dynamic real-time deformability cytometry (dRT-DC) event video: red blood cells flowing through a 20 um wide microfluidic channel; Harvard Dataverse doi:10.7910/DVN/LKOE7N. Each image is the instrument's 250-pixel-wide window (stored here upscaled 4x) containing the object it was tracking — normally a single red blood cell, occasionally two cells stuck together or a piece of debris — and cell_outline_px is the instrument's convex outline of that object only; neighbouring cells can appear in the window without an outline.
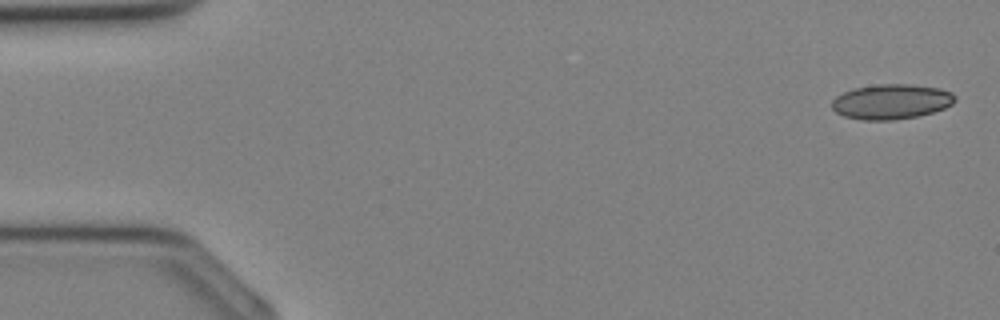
{"species": "Egyptian fruit bat (a non-hibernating species)", "species_latin": "Rousettus aegyptiacus", "temperature_condition": "cold", "stored_images_in_passage": 34, "camera_frame_rate_fps": 3000, "um_per_image_px": 0.085, "animal": {"sex": "female"}, "frame": {"image": 1, "passage_image": 1, "time_ms": 0.0, "image_size_px": [1000, 320], "cell_outline_px": [[956, 100], [952, 104], [944, 108], [932, 112], [916, 116], [892, 120], [864, 120], [844, 116], [836, 112], [832, 108], [832, 100], [836, 96], [852, 88], [880, 84], [908, 84], [940, 88], [952, 92], [956, 96]], "centroid_in_image_um": [75.76, 8.63], "position_along_channel_um": 9.2, "area_um2": 25.09}}
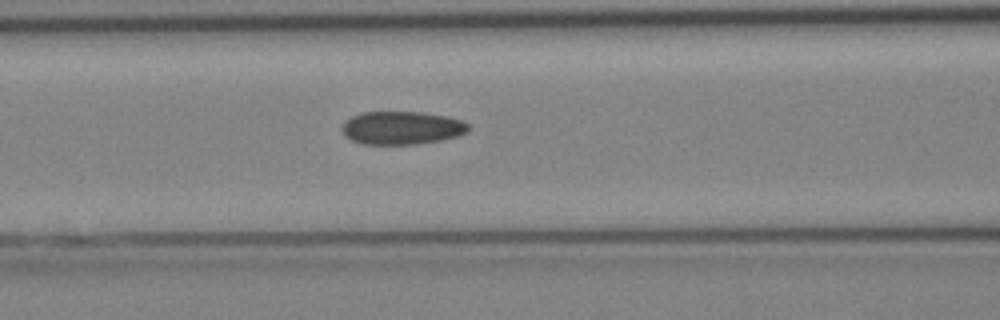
{"frame": {"image": 2, "passage_image": 14, "time_ms": 4.333, "image_size_px": [1000, 320], "cell_outline_px": [[468, 132], [456, 136], [440, 140], [416, 144], [360, 144], [344, 136], [344, 124], [352, 116], [364, 112], [420, 112], [448, 116], [460, 120], [468, 124]], "centroid_in_image_um": [34.17, 10.87], "position_along_channel_um": 132.4, "area_um2": 24.16}}
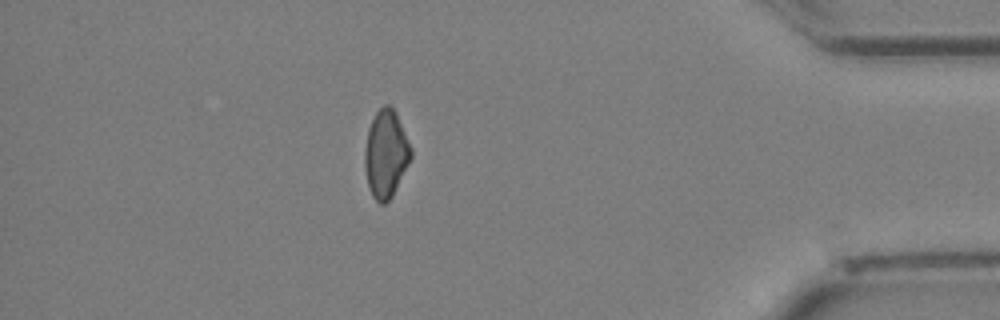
{"frame": {"image": 3, "passage_image": 30, "time_ms": 9.667, "image_size_px": [1000, 320], "cell_outline_px": [[412, 156], [392, 196], [384, 204], [380, 204], [372, 196], [368, 184], [364, 164], [364, 152], [368, 128], [376, 112], [384, 104], [388, 104], [396, 112], [412, 148]], "centroid_in_image_um": [32.8, 13.06], "position_along_channel_um": 402.4, "area_um2": 23.47}}